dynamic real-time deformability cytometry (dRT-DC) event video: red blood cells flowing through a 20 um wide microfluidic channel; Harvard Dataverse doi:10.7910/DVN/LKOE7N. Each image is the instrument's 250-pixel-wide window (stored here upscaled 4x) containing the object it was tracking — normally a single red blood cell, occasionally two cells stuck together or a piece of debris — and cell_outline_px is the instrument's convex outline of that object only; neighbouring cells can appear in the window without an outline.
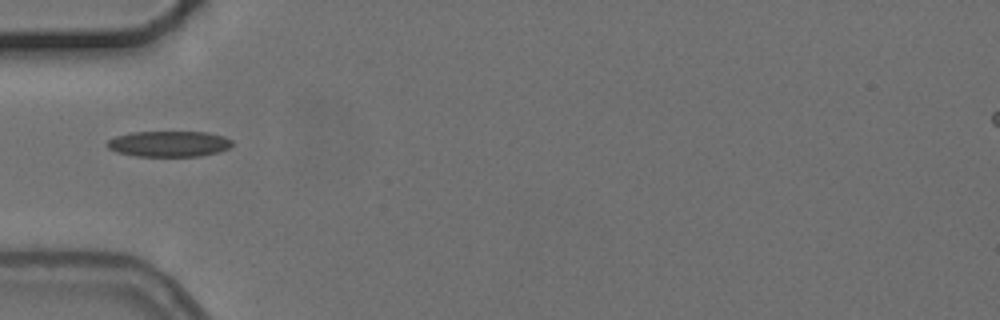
{"species": "common noctule bat (a hibernating species)", "species_latin": "Nyctalus noctula", "temperature_condition": "cold", "stored_images_in_passage": 1, "camera_frame_rate_fps": 3000, "um_per_image_px": 0.085, "animal": {"sex": "female", "body_mass_g": 24.6, "forearm_length_mm": 56.2}, "frame": {"image": 1, "passage_image": 1, "time_ms": 0.0, "image_size_px": [1000, 320], "cell_outline_px": [[232, 144], [228, 148], [220, 152], [200, 156], [136, 156], [116, 152], [108, 148], [104, 144], [108, 140], [116, 136], [132, 132], [208, 132], [224, 136], [232, 140]], "centroid_in_image_um": [14.35, 12.23], "position_along_channel_um": 70.6, "area_um2": 18.9}}